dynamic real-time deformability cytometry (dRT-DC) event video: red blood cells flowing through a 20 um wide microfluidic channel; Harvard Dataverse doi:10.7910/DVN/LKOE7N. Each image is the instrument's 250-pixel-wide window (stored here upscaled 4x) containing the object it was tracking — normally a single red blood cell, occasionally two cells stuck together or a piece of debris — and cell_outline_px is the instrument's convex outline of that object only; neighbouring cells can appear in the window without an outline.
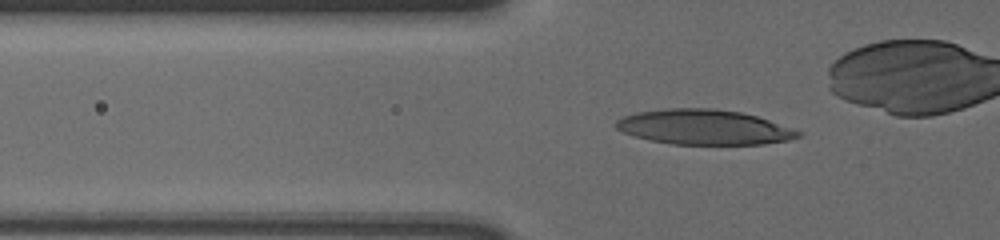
{"species": "human", "species_latin": "Homo sapiens", "temperature_condition": "cold", "stored_images_in_passage": 33, "camera_frame_rate_fps": 3000, "um_per_image_px": 0.085, "donor": {"sex": "male"}, "frame": {"image": 1, "passage_image": 2, "time_ms": 0.333, "image_size_px": [1000, 240], "cell_outline_px": [[804, 132], [800, 136], [788, 140], [764, 144], [672, 144], [652, 140], [636, 136], [624, 132], [616, 128], [612, 124], [616, 120], [624, 116], [640, 112], [668, 108], [712, 108], [740, 112], [756, 116]], "centroid_in_image_um": [59.85, 10.8], "position_along_channel_um": 65.9, "area_um2": 36.88}}
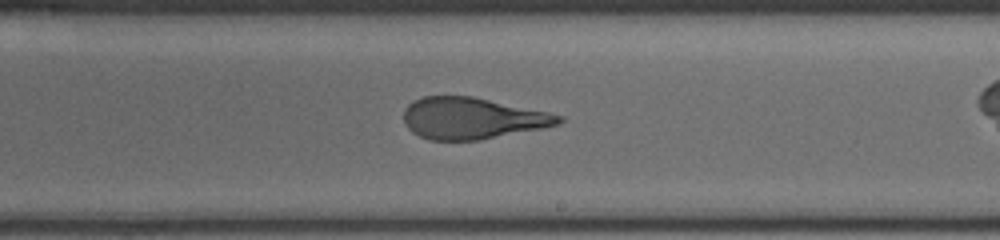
{"frame": {"image": 2, "passage_image": 18, "time_ms": 5.667, "image_size_px": [1000, 240], "cell_outline_px": [[564, 120], [560, 124], [480, 140], [428, 140], [412, 132], [404, 124], [404, 108], [412, 100], [424, 96], [472, 96], [548, 112], [564, 116]], "centroid_in_image_um": [40.1, 10.05], "position_along_channel_um": 248.9, "area_um2": 37.45}}
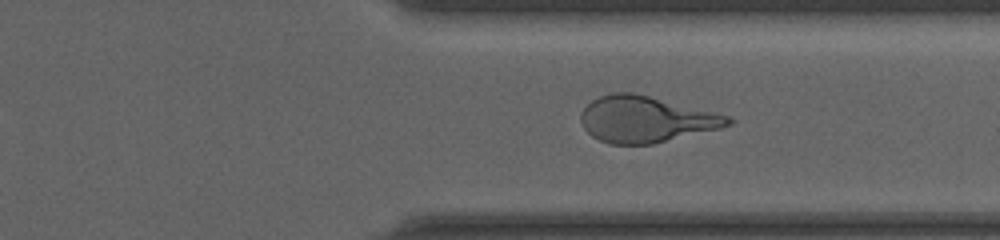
{"frame": {"image": 3, "passage_image": 27, "time_ms": 8.667, "image_size_px": [1000, 240], "cell_outline_px": [[732, 124], [720, 128], [652, 144], [608, 144], [592, 136], [584, 128], [580, 120], [580, 112], [592, 100], [600, 96], [612, 92], [632, 92], [728, 116], [732, 120]], "centroid_in_image_um": [54.83, 10.15], "position_along_channel_um": 356.6, "area_um2": 39.07}}